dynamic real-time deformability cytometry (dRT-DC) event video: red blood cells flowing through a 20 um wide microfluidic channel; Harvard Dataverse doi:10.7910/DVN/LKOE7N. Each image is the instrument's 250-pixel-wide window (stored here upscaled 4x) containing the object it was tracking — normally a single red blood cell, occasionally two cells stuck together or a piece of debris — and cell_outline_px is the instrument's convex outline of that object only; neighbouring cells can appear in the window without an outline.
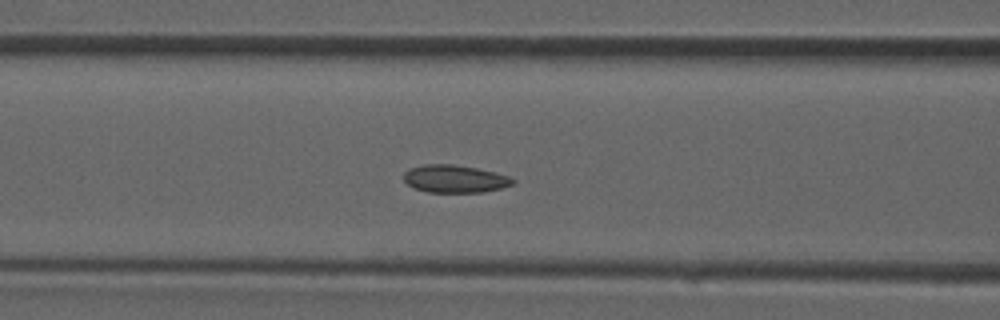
{"species": "common noctule bat (a hibernating species)", "species_latin": "Nyctalus noctula", "temperature_condition": "room temperature", "stored_images_in_passage": 31, "camera_frame_rate_fps": 3000, "um_per_image_px": 0.085, "animal": {"sex": "male", "forearm_length_mm": 52.5}, "frame": {"image": 1, "passage_image": 5, "time_ms": 1.333, "image_size_px": [1000, 320], "cell_outline_px": [[516, 180], [512, 184], [500, 188], [484, 192], [428, 192], [412, 188], [404, 180], [404, 172], [408, 168], [424, 164], [452, 164], [476, 168], [496, 172], [508, 176]], "centroid_in_image_um": [38.62, 15.19], "position_along_channel_um": 128.0, "area_um2": 17.63}}